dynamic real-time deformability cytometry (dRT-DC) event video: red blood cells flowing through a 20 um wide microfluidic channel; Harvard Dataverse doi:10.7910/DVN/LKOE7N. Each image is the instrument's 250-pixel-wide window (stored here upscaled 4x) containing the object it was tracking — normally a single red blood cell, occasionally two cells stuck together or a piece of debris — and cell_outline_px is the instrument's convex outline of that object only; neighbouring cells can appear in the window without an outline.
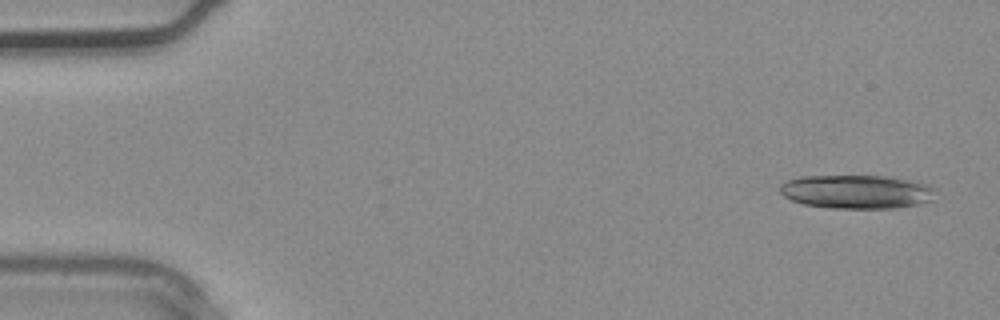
{"species": "common noctule bat (a hibernating species)", "species_latin": "Nyctalus noctula", "temperature_condition": "warm", "stored_images_in_passage": 3, "segment_of_instrument_passage": [2, 2], "camera_frame_rate_fps": 3000, "um_per_image_px": 0.085, "animal": {"sex": "male", "body_mass_g": 20.4}, "frame": {"image": 1, "passage_image": 3, "time_ms": 0.667, "image_size_px": [1000, 320], "cell_outline_px": [[936, 188], [932, 200], [920, 204], [896, 208], [828, 208], [804, 204], [792, 200], [784, 196], [780, 192], [780, 184], [788, 180], [800, 176], [892, 176], [928, 184]], "centroid_in_image_um": [72.84, 16.29], "position_along_channel_um": 12.2, "area_um2": 30.81}}